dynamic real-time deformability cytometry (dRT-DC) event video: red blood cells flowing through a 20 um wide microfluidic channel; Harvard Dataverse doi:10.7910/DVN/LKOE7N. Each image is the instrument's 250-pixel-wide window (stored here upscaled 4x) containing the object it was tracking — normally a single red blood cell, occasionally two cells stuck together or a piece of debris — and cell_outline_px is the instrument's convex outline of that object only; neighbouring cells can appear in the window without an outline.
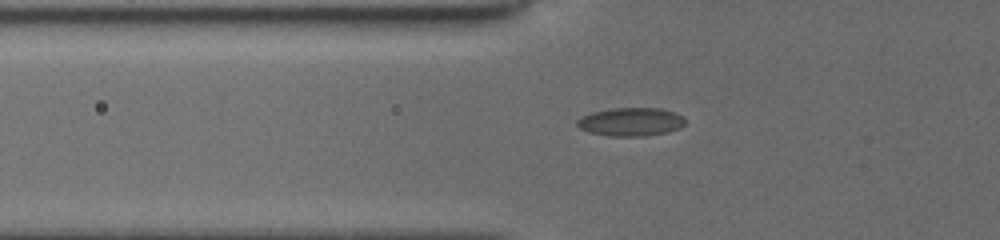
{"species": "common noctule bat (a hibernating species)", "species_latin": "Nyctalus noctula", "temperature_condition": "cold", "stored_images_in_passage": 70, "camera_frame_rate_fps": 3000, "um_per_image_px": 0.085, "animal": {"sex": "female", "body_mass_g": 19.5, "forearm_length_mm": 54.1}, "frame": {"image": 1, "passage_image": 22, "time_ms": 4.667, "image_size_px": [1000, 240], "cell_outline_px": [[684, 124], [668, 132], [644, 136], [608, 136], [588, 132], [580, 128], [576, 124], [576, 120], [592, 112], [612, 108], [660, 108], [684, 116]], "centroid_in_image_um": [53.59, 10.36], "position_along_channel_um": 72.2, "area_um2": 17.74}}
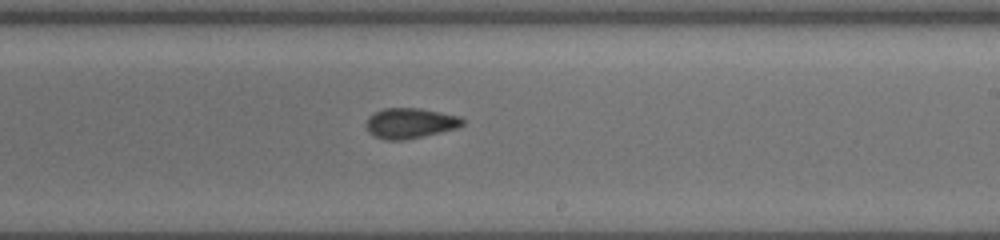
{"frame": {"image": 2, "passage_image": 41, "time_ms": 9.333, "image_size_px": [1000, 240], "cell_outline_px": [[464, 124], [460, 128], [404, 140], [388, 140], [376, 136], [368, 132], [364, 124], [368, 116], [384, 108], [420, 108], [460, 116], [464, 120]], "centroid_in_image_um": [34.87, 10.47], "position_along_channel_um": 254.1, "area_um2": 17.17}}
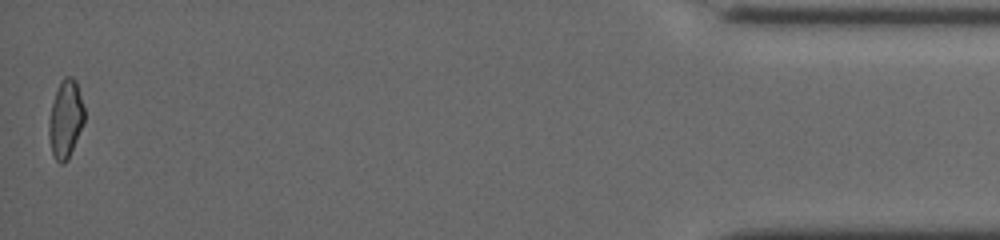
{"frame": {"image": 3, "passage_image": 69, "time_ms": 15.667, "image_size_px": [1000, 240], "cell_outline_px": [[84, 120], [68, 160], [64, 164], [60, 164], [56, 160], [52, 152], [48, 136], [48, 124], [52, 104], [60, 80], [64, 76], [72, 76], [76, 80], [84, 108]], "centroid_in_image_um": [5.56, 10.11], "position_along_channel_um": 429.6, "area_um2": 16.01}, "authors_computed_cell_mechanics": {"area_um2": 16.8487, "velocity_mm_per_s": 3.9486, "shape_relaxation_time_tau1_ms": 2.4548, "shape_relaxation_time_tau2_ms": 2.2871, "deformation_change_tau1": 0.1019, "deformation_change_tau2": 0.0794}}